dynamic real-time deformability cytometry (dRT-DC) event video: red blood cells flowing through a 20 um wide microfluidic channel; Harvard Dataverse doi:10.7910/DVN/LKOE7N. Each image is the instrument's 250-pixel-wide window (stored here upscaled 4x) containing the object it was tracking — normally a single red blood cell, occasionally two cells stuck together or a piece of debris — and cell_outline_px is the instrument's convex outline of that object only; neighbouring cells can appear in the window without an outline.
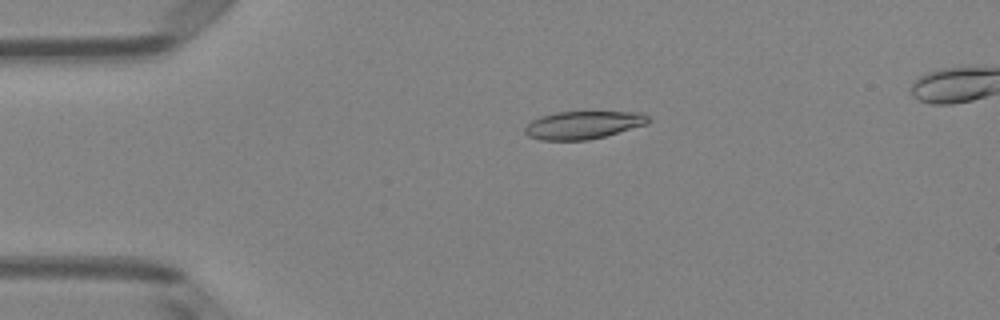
{"species": "Egyptian fruit bat (a non-hibernating species)", "species_latin": "Rousettus aegyptiacus", "temperature_condition": "room temperature", "stored_images_in_passage": 41, "camera_frame_rate_fps": 3000, "um_per_image_px": 0.085, "animal": {"sex": "female"}, "frame": {"image": 1, "passage_image": 1, "time_ms": 0.0, "image_size_px": [1000, 320], "cell_outline_px": [[652, 120], [648, 124], [604, 136], [588, 140], [540, 140], [528, 136], [524, 132], [524, 128], [532, 120], [540, 116], [556, 112], [640, 112], [648, 116]], "centroid_in_image_um": [49.57, 10.62], "position_along_channel_um": 35.4, "area_um2": 20.06}}
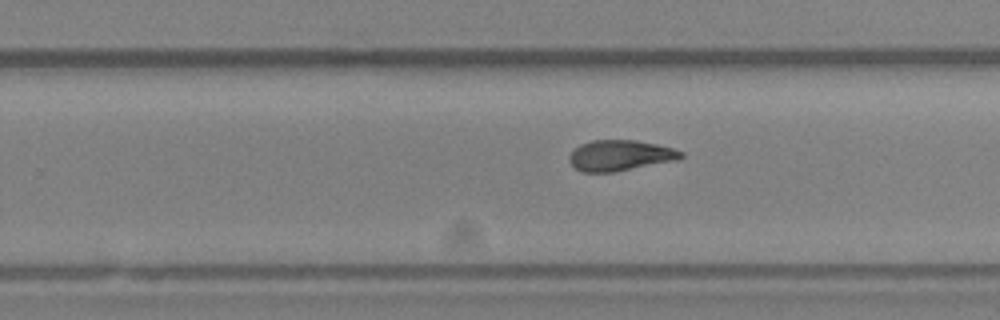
{"frame": {"image": 2, "passage_image": 22, "time_ms": 7.0, "image_size_px": [1000, 320], "cell_outline_px": [[684, 156], [680, 160], [612, 172], [584, 172], [576, 168], [568, 160], [568, 156], [580, 144], [592, 140], [636, 140], [656, 144], [672, 148], [684, 152]], "centroid_in_image_um": [52.74, 13.21], "position_along_channel_um": 277.1, "area_um2": 20.0}}
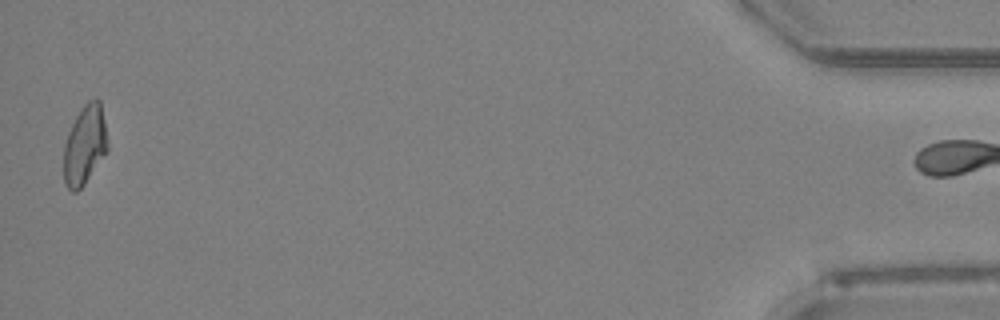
{"frame": {"image": 3, "passage_image": 40, "time_ms": 13.0, "image_size_px": [1000, 320], "cell_outline_px": [[108, 148], [84, 184], [76, 192], [72, 192], [64, 184], [64, 144], [68, 132], [76, 116], [84, 104], [88, 100], [96, 96], [100, 100], [104, 120], [108, 144]], "centroid_in_image_um": [7.19, 12.29], "position_along_channel_um": 428.0, "area_um2": 20.11}, "authors_computed_cell_mechanics": {"area_um2": 20.3456, "velocity_mm_per_s": 4.0305, "shape_relaxation_time_tau1_ms": null, "shape_relaxation_time_tau2_ms": 2.5422, "deformation_change_tau1": null, "deformation_change_tau2": 0.1042}}